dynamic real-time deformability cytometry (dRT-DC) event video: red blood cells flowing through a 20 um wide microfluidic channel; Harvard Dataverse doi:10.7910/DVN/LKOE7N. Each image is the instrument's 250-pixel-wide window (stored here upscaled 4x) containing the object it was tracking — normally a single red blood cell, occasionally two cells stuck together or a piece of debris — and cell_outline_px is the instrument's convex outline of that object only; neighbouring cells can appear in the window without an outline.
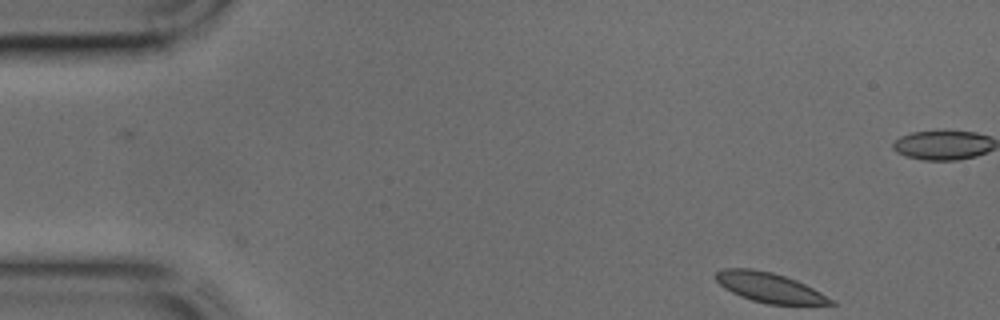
{"species": "common noctule bat (a hibernating species)", "species_latin": "Nyctalus noctula", "temperature_condition": "cold", "stored_images_in_passage": 42, "camera_frame_rate_fps": 3000, "um_per_image_px": 0.085, "animal": {"sex": "male", "body_mass_g": 17.9, "forearm_length_mm": 54.2}, "frame": {"image": 1, "passage_image": 1, "time_ms": 0.0, "image_size_px": [1000, 320], "cell_outline_px": [[836, 304], [768, 304], [752, 300], [740, 296], [724, 288], [716, 280], [716, 272], [724, 268], [752, 268], [772, 272], [796, 280], [836, 300]], "centroid_in_image_um": [65.4, 24.43], "position_along_channel_um": 19.6, "area_um2": 19.77}}
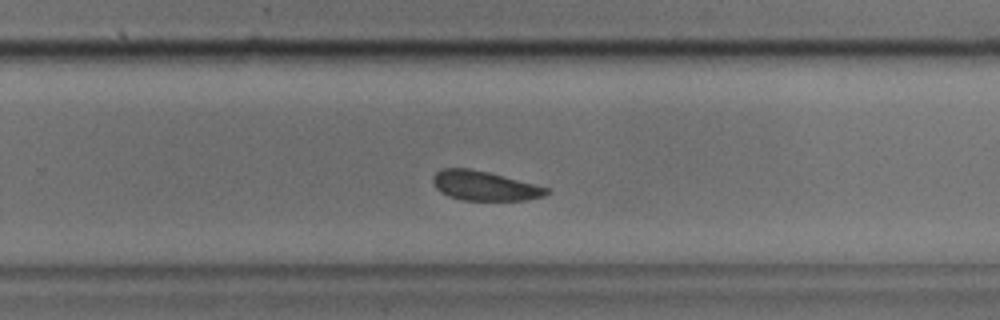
{"frame": {"image": 2, "passage_image": 25, "time_ms": 8.0, "image_size_px": [1000, 320], "cell_outline_px": [[552, 192], [544, 196], [524, 200], [464, 200], [448, 196], [440, 192], [432, 184], [432, 176], [436, 172], [444, 168], [468, 168], [488, 172], [548, 188]], "centroid_in_image_um": [41.14, 15.79], "position_along_channel_um": 288.7, "area_um2": 19.42}}
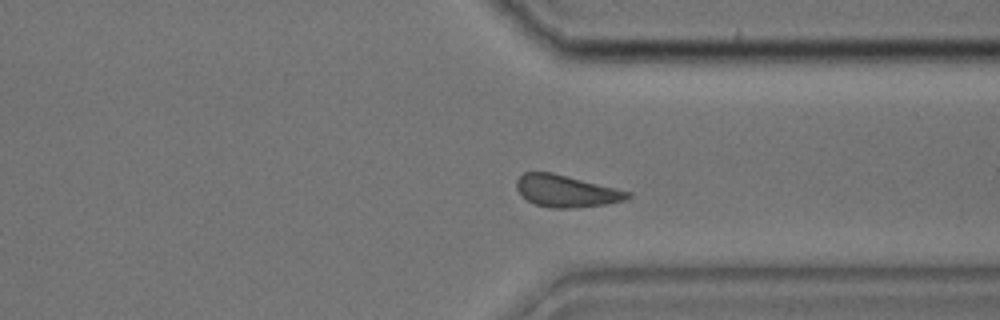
{"frame": {"image": 3, "passage_image": 30, "time_ms": 9.667, "image_size_px": [1000, 320], "cell_outline_px": [[632, 196], [624, 200], [604, 204], [576, 208], [548, 208], [536, 204], [528, 200], [516, 188], [516, 180], [524, 172], [552, 172], [632, 192]], "centroid_in_image_um": [48.13, 16.24], "position_along_channel_um": 363.3, "area_um2": 20.58}}